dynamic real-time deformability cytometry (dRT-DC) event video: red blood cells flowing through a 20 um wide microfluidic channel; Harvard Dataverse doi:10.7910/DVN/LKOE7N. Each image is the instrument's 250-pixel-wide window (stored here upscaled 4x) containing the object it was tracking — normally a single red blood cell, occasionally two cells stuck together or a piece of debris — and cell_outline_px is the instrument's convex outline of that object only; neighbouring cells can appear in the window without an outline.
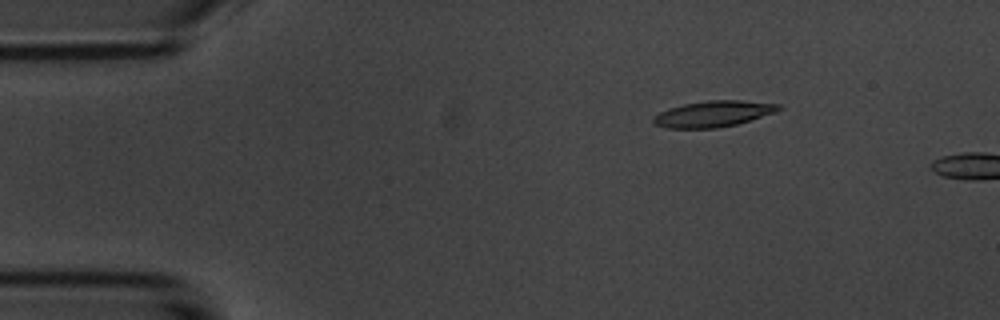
{"species": "common noctule bat (a hibernating species)", "species_latin": "Nyctalus noctula", "temperature_condition": "room temperature", "stored_images_in_passage": 3, "camera_frame_rate_fps": 3000, "um_per_image_px": 0.085, "animal": {"sex": "male", "body_mass_g": 20.1, "forearm_length_mm": 53.5}, "frame": {"image": 1, "passage_image": 2, "time_ms": 2.0, "image_size_px": [1000, 320], "cell_outline_px": [[784, 108], [776, 112], [736, 124], [716, 128], [668, 128], [652, 124], [652, 116], [668, 108], [684, 104], [708, 100], [740, 100], [780, 104]], "centroid_in_image_um": [60.61, 9.67], "position_along_channel_um": 24.4, "area_um2": 19.07}}